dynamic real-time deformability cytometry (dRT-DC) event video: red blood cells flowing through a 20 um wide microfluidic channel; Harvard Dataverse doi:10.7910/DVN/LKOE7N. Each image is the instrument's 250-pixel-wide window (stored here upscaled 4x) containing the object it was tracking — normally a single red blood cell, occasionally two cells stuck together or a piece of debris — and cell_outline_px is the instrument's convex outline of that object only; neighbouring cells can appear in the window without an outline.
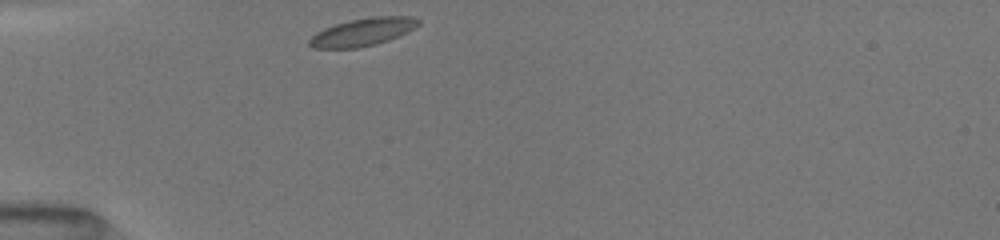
{"species": "common noctule bat (a hibernating species)", "species_latin": "Nyctalus noctula", "temperature_condition": "room temperature", "stored_images_in_passage": 3, "camera_frame_rate_fps": 3000, "um_per_image_px": 0.085, "animal": {"sex": "female", "body_mass_g": 19.5, "forearm_length_mm": 54.1}, "frame": {"image": 1, "passage_image": 1, "time_ms": 0.0, "image_size_px": [1000, 240], "cell_outline_px": [[420, 24], [388, 40], [376, 44], [356, 48], [312, 48], [308, 44], [308, 40], [316, 32], [324, 28], [348, 20], [372, 16], [412, 16], [420, 20]], "centroid_in_image_um": [30.79, 2.71], "position_along_channel_um": 54.2, "area_um2": 17.51}}
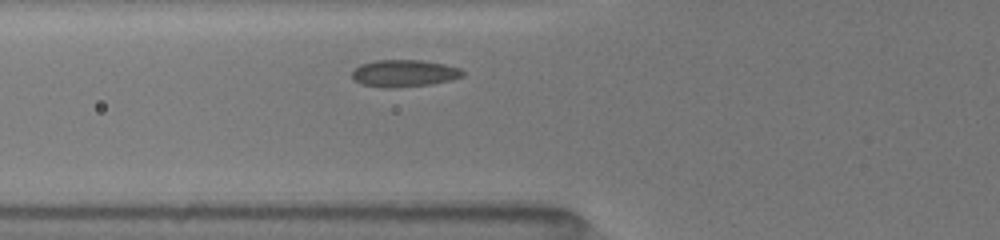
{"frame": {"image": 2, "passage_image": 3, "time_ms": 1.333, "image_size_px": [1000, 240], "cell_outline_px": [[464, 76], [432, 84], [396, 88], [380, 88], [360, 84], [352, 76], [352, 72], [360, 64], [376, 60], [420, 60], [444, 64], [460, 68], [464, 72]], "centroid_in_image_um": [34.33, 6.24], "position_along_channel_um": 91.5, "area_um2": 17.51}}